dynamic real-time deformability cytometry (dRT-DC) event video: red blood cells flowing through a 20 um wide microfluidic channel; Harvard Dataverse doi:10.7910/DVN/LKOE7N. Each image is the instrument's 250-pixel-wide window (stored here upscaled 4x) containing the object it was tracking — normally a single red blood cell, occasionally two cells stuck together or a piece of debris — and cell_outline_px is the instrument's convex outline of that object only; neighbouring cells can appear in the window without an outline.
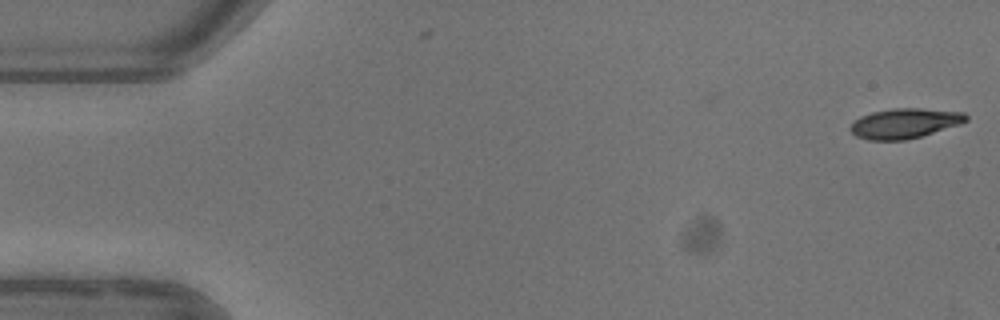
{"species": "common noctule bat (a hibernating species)", "species_latin": "Nyctalus noctula", "temperature_condition": "warm", "stored_images_in_passage": 4, "camera_frame_rate_fps": 3000, "um_per_image_px": 0.085, "animal": {"sex": "female"}, "frame": {"image": 1, "passage_image": 1, "time_ms": 0.0, "image_size_px": [1000, 320], "cell_outline_px": [[968, 120], [960, 124], [920, 136], [904, 140], [868, 140], [856, 136], [848, 128], [860, 116], [872, 112], [892, 108], [920, 108], [964, 112], [968, 116]], "centroid_in_image_um": [76.89, 10.47], "position_along_channel_um": 8.1, "area_um2": 20.11}}
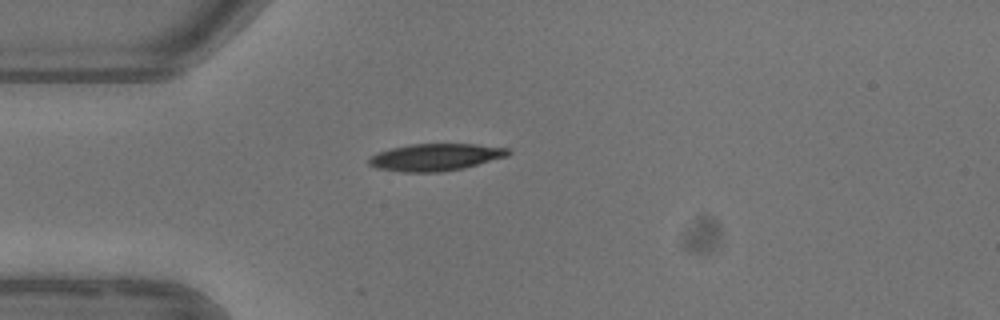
{"frame": {"image": 2, "passage_image": 4, "time_ms": 4.333, "image_size_px": [1000, 320], "cell_outline_px": [[512, 152], [508, 156], [464, 168], [440, 172], [400, 172], [376, 168], [368, 164], [368, 156], [376, 152], [408, 144], [476, 144], [508, 148]], "centroid_in_image_um": [36.98, 13.36], "position_along_channel_um": 48.0, "area_um2": 22.25}}